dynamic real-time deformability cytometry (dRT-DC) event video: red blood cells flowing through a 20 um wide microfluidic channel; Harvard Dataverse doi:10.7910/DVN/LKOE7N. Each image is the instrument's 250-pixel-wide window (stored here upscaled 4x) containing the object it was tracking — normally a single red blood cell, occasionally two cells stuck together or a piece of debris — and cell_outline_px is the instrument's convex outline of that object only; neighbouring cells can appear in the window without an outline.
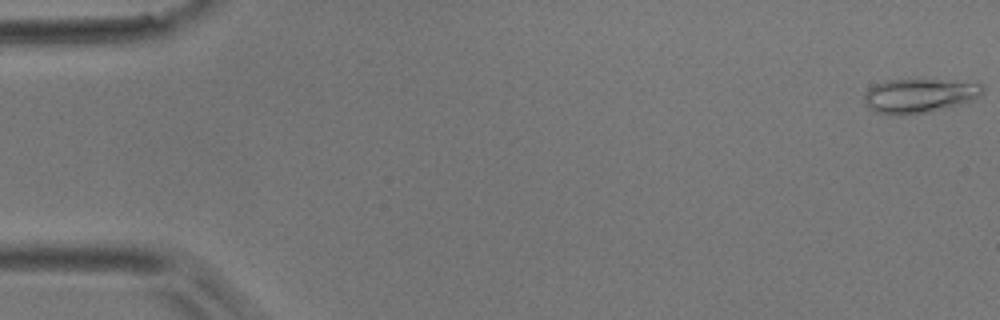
{"species": "common noctule bat (a hibernating species)", "species_latin": "Nyctalus noctula", "temperature_condition": "room temperature", "stored_images_in_passage": 10, "camera_frame_rate_fps": 3000, "um_per_image_px": 0.085, "animal": {"sex": "male", "body_mass_g": 17.9}, "frame": {"image": 1, "passage_image": 1, "time_ms": 0.0, "image_size_px": [1000, 320], "cell_outline_px": [[984, 88], [980, 96], [960, 104], [924, 112], [900, 116], [892, 116], [876, 112], [868, 108], [864, 100], [864, 92], [868, 88], [876, 84], [888, 80], [936, 80], [984, 84]], "centroid_in_image_um": [78.07, 8.15], "position_along_channel_um": 6.9, "area_um2": 23.35}}